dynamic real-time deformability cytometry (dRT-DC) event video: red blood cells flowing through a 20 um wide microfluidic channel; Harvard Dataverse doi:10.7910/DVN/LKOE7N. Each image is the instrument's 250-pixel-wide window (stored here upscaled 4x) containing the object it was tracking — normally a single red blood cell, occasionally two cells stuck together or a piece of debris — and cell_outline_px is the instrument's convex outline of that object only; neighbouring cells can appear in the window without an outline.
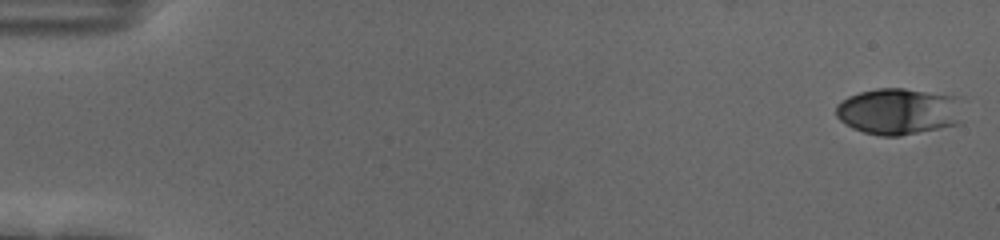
{"species": "human", "species_latin": "Homo sapiens", "temperature_condition": "cold", "stored_images_in_passage": 55, "camera_frame_rate_fps": 3000, "um_per_image_px": 0.085, "donor": {"sex": "female"}, "frame": {"image": 1, "passage_image": 1, "time_ms": 0.0, "image_size_px": [1000, 240], "cell_outline_px": [[964, 120], [960, 124], [900, 136], [880, 136], [864, 132], [852, 128], [840, 120], [836, 116], [836, 104], [848, 96], [860, 92], [876, 88], [904, 88], [964, 96]], "centroid_in_image_um": [76.52, 9.45], "position_along_channel_um": 8.5, "area_um2": 35.55}}
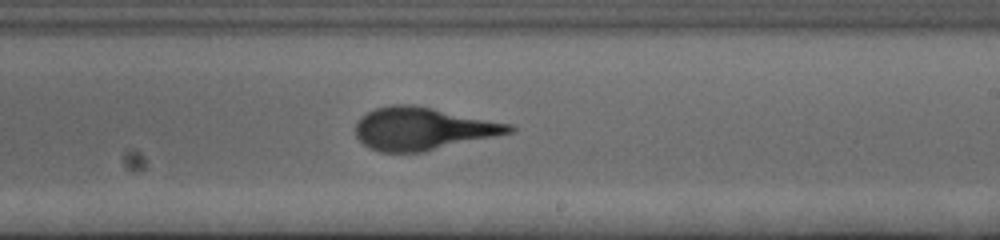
{"frame": {"image": 2, "passage_image": 34, "time_ms": 11.0, "image_size_px": [1000, 240], "cell_outline_px": [[516, 128], [512, 132], [424, 152], [380, 152], [368, 148], [356, 136], [356, 124], [360, 116], [376, 108], [392, 104], [416, 104], [512, 124]], "centroid_in_image_um": [35.92, 10.93], "position_along_channel_um": 253.1, "area_um2": 38.26}}
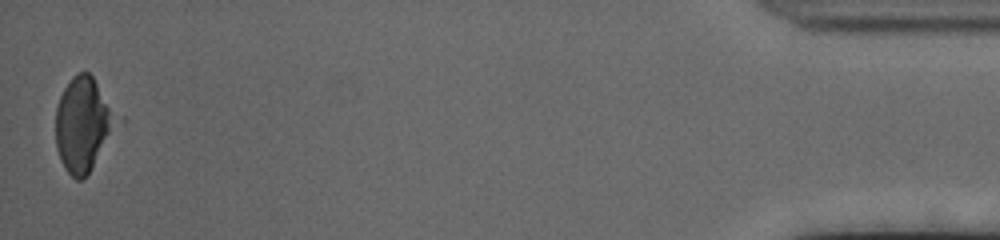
{"frame": {"image": 3, "passage_image": 55, "time_ms": 18.0, "image_size_px": [1000, 240], "cell_outline_px": [[116, 120], [88, 172], [80, 180], [76, 180], [64, 168], [60, 160], [56, 148], [56, 108], [60, 96], [64, 88], [72, 76], [80, 72], [88, 72], [92, 76], [116, 116]], "centroid_in_image_um": [6.96, 10.54], "position_along_channel_um": 428.2, "area_um2": 31.62}, "authors_computed_cell_mechanics": {"area_um2": 36.7608, "velocity_mm_per_s": 3.6791, "shape_relaxation_time_tau1_ms": 3.7458, "shape_relaxation_time_tau2_ms": 0.8398, "deformation_change_tau1": 0.1655, "deformation_change_tau2": 0.0531}}